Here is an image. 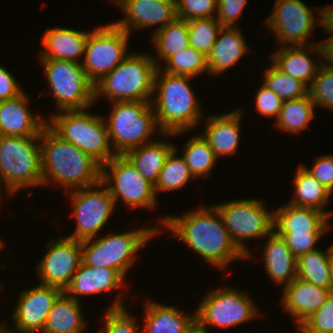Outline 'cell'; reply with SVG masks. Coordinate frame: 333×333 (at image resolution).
Returning <instances> with one entry per match:
<instances>
[{
    "label": "cell",
    "mask_w": 333,
    "mask_h": 333,
    "mask_svg": "<svg viewBox=\"0 0 333 333\" xmlns=\"http://www.w3.org/2000/svg\"><path fill=\"white\" fill-rule=\"evenodd\" d=\"M159 223L220 269L225 270L231 261L247 258L231 239L214 206H201L182 216H164L159 218Z\"/></svg>",
    "instance_id": "6da1fadb"
},
{
    "label": "cell",
    "mask_w": 333,
    "mask_h": 333,
    "mask_svg": "<svg viewBox=\"0 0 333 333\" xmlns=\"http://www.w3.org/2000/svg\"><path fill=\"white\" fill-rule=\"evenodd\" d=\"M42 186L57 182L63 190L93 186L101 181L102 166L63 140L48 125L40 133ZM67 189V190H66Z\"/></svg>",
    "instance_id": "7a4b0ae2"
},
{
    "label": "cell",
    "mask_w": 333,
    "mask_h": 333,
    "mask_svg": "<svg viewBox=\"0 0 333 333\" xmlns=\"http://www.w3.org/2000/svg\"><path fill=\"white\" fill-rule=\"evenodd\" d=\"M160 69L158 67L155 73L154 93L157 94L151 104L159 134L176 137L199 124L203 112L188 82L194 77L161 72Z\"/></svg>",
    "instance_id": "3957f363"
},
{
    "label": "cell",
    "mask_w": 333,
    "mask_h": 333,
    "mask_svg": "<svg viewBox=\"0 0 333 333\" xmlns=\"http://www.w3.org/2000/svg\"><path fill=\"white\" fill-rule=\"evenodd\" d=\"M145 53H129L123 61L95 85V99L105 96L113 102H152L157 59ZM151 100V101H150Z\"/></svg>",
    "instance_id": "277c9868"
},
{
    "label": "cell",
    "mask_w": 333,
    "mask_h": 333,
    "mask_svg": "<svg viewBox=\"0 0 333 333\" xmlns=\"http://www.w3.org/2000/svg\"><path fill=\"white\" fill-rule=\"evenodd\" d=\"M87 110H63L50 116L47 125L63 140L76 146L101 166L116 154L109 139L105 119Z\"/></svg>",
    "instance_id": "5b68a950"
},
{
    "label": "cell",
    "mask_w": 333,
    "mask_h": 333,
    "mask_svg": "<svg viewBox=\"0 0 333 333\" xmlns=\"http://www.w3.org/2000/svg\"><path fill=\"white\" fill-rule=\"evenodd\" d=\"M160 231L157 226L142 227L97 237L95 241L94 238L81 241L82 262L93 267L115 269L125 278L137 258L136 252Z\"/></svg>",
    "instance_id": "8992f818"
},
{
    "label": "cell",
    "mask_w": 333,
    "mask_h": 333,
    "mask_svg": "<svg viewBox=\"0 0 333 333\" xmlns=\"http://www.w3.org/2000/svg\"><path fill=\"white\" fill-rule=\"evenodd\" d=\"M40 137L0 136V179L12 196L42 185Z\"/></svg>",
    "instance_id": "52a82bcc"
},
{
    "label": "cell",
    "mask_w": 333,
    "mask_h": 333,
    "mask_svg": "<svg viewBox=\"0 0 333 333\" xmlns=\"http://www.w3.org/2000/svg\"><path fill=\"white\" fill-rule=\"evenodd\" d=\"M109 114L105 123L116 155L152 142L149 138L159 130L151 102H113Z\"/></svg>",
    "instance_id": "ba28073f"
},
{
    "label": "cell",
    "mask_w": 333,
    "mask_h": 333,
    "mask_svg": "<svg viewBox=\"0 0 333 333\" xmlns=\"http://www.w3.org/2000/svg\"><path fill=\"white\" fill-rule=\"evenodd\" d=\"M40 62L59 111L84 110L96 102L95 85L85 74L82 63L57 59Z\"/></svg>",
    "instance_id": "9c48e42d"
},
{
    "label": "cell",
    "mask_w": 333,
    "mask_h": 333,
    "mask_svg": "<svg viewBox=\"0 0 333 333\" xmlns=\"http://www.w3.org/2000/svg\"><path fill=\"white\" fill-rule=\"evenodd\" d=\"M254 301L245 292L235 288L211 290L199 304L195 312L196 328L209 333L207 326L219 329L246 323L258 316Z\"/></svg>",
    "instance_id": "30bf717a"
},
{
    "label": "cell",
    "mask_w": 333,
    "mask_h": 333,
    "mask_svg": "<svg viewBox=\"0 0 333 333\" xmlns=\"http://www.w3.org/2000/svg\"><path fill=\"white\" fill-rule=\"evenodd\" d=\"M214 207L231 239L247 258L251 257L252 253L243 241L268 237L274 231V211H268L260 199L228 201Z\"/></svg>",
    "instance_id": "8fae6325"
},
{
    "label": "cell",
    "mask_w": 333,
    "mask_h": 333,
    "mask_svg": "<svg viewBox=\"0 0 333 333\" xmlns=\"http://www.w3.org/2000/svg\"><path fill=\"white\" fill-rule=\"evenodd\" d=\"M129 36L115 23L97 26L88 33L82 67L94 85L114 70L128 55L126 51Z\"/></svg>",
    "instance_id": "7c38bea8"
},
{
    "label": "cell",
    "mask_w": 333,
    "mask_h": 333,
    "mask_svg": "<svg viewBox=\"0 0 333 333\" xmlns=\"http://www.w3.org/2000/svg\"><path fill=\"white\" fill-rule=\"evenodd\" d=\"M101 181L108 185L106 187L115 204L118 198L132 209H153L158 203L154 185L137 171L125 155H115L102 166Z\"/></svg>",
    "instance_id": "4fadbf2b"
},
{
    "label": "cell",
    "mask_w": 333,
    "mask_h": 333,
    "mask_svg": "<svg viewBox=\"0 0 333 333\" xmlns=\"http://www.w3.org/2000/svg\"><path fill=\"white\" fill-rule=\"evenodd\" d=\"M97 186V189H94ZM93 187V189H92ZM100 187H102L100 189ZM73 207L76 228L67 238L84 241L95 238L103 229L115 208L114 198L100 181L93 186L68 191Z\"/></svg>",
    "instance_id": "5bb4252c"
},
{
    "label": "cell",
    "mask_w": 333,
    "mask_h": 333,
    "mask_svg": "<svg viewBox=\"0 0 333 333\" xmlns=\"http://www.w3.org/2000/svg\"><path fill=\"white\" fill-rule=\"evenodd\" d=\"M275 1L273 12L265 23L273 31L272 33L277 37L281 47L316 44L307 41L309 33L316 26V17L312 12L313 10H310V7L301 0Z\"/></svg>",
    "instance_id": "9a60e30c"
},
{
    "label": "cell",
    "mask_w": 333,
    "mask_h": 333,
    "mask_svg": "<svg viewBox=\"0 0 333 333\" xmlns=\"http://www.w3.org/2000/svg\"><path fill=\"white\" fill-rule=\"evenodd\" d=\"M47 246V253L36 268L39 284L65 291L82 261L81 241L62 237L49 241Z\"/></svg>",
    "instance_id": "2e32d148"
},
{
    "label": "cell",
    "mask_w": 333,
    "mask_h": 333,
    "mask_svg": "<svg viewBox=\"0 0 333 333\" xmlns=\"http://www.w3.org/2000/svg\"><path fill=\"white\" fill-rule=\"evenodd\" d=\"M63 291L54 286L39 284L24 290L12 314L16 333L43 332L48 314Z\"/></svg>",
    "instance_id": "e0dca14e"
},
{
    "label": "cell",
    "mask_w": 333,
    "mask_h": 333,
    "mask_svg": "<svg viewBox=\"0 0 333 333\" xmlns=\"http://www.w3.org/2000/svg\"><path fill=\"white\" fill-rule=\"evenodd\" d=\"M124 11L125 18L115 24L129 35L132 29L159 25L162 29L177 18L175 0H113ZM161 24V25H160Z\"/></svg>",
    "instance_id": "ac0fdd59"
},
{
    "label": "cell",
    "mask_w": 333,
    "mask_h": 333,
    "mask_svg": "<svg viewBox=\"0 0 333 333\" xmlns=\"http://www.w3.org/2000/svg\"><path fill=\"white\" fill-rule=\"evenodd\" d=\"M27 94L0 101V136L40 137L47 125L41 115H33L28 108Z\"/></svg>",
    "instance_id": "d6986e66"
},
{
    "label": "cell",
    "mask_w": 333,
    "mask_h": 333,
    "mask_svg": "<svg viewBox=\"0 0 333 333\" xmlns=\"http://www.w3.org/2000/svg\"><path fill=\"white\" fill-rule=\"evenodd\" d=\"M311 50L318 53L319 57L322 56L321 58H324V46L321 41L320 43L306 46H282L271 55L272 58L270 59H272V64L281 72L301 80L309 87L323 63L322 60H324L318 59L320 60L318 61L319 64L314 62L309 56Z\"/></svg>",
    "instance_id": "ffe728a7"
},
{
    "label": "cell",
    "mask_w": 333,
    "mask_h": 333,
    "mask_svg": "<svg viewBox=\"0 0 333 333\" xmlns=\"http://www.w3.org/2000/svg\"><path fill=\"white\" fill-rule=\"evenodd\" d=\"M281 305L295 318L296 324L304 323L325 302L330 292L307 281L295 278L292 283L283 287Z\"/></svg>",
    "instance_id": "44dd1931"
},
{
    "label": "cell",
    "mask_w": 333,
    "mask_h": 333,
    "mask_svg": "<svg viewBox=\"0 0 333 333\" xmlns=\"http://www.w3.org/2000/svg\"><path fill=\"white\" fill-rule=\"evenodd\" d=\"M241 110L206 118L203 138L208 142L217 158L231 156L238 150L240 141Z\"/></svg>",
    "instance_id": "7402d4cb"
},
{
    "label": "cell",
    "mask_w": 333,
    "mask_h": 333,
    "mask_svg": "<svg viewBox=\"0 0 333 333\" xmlns=\"http://www.w3.org/2000/svg\"><path fill=\"white\" fill-rule=\"evenodd\" d=\"M124 277L115 269L93 267L85 265L82 261L72 277L65 293L73 299L80 301V295H93L121 287Z\"/></svg>",
    "instance_id": "603a6c76"
},
{
    "label": "cell",
    "mask_w": 333,
    "mask_h": 333,
    "mask_svg": "<svg viewBox=\"0 0 333 333\" xmlns=\"http://www.w3.org/2000/svg\"><path fill=\"white\" fill-rule=\"evenodd\" d=\"M237 26L221 27L212 51L207 56V64L210 75H219L231 66H234L247 52V46L243 34Z\"/></svg>",
    "instance_id": "cb8c5ba5"
},
{
    "label": "cell",
    "mask_w": 333,
    "mask_h": 333,
    "mask_svg": "<svg viewBox=\"0 0 333 333\" xmlns=\"http://www.w3.org/2000/svg\"><path fill=\"white\" fill-rule=\"evenodd\" d=\"M88 33L60 27L47 29L41 41L46 49H42L39 58L80 62Z\"/></svg>",
    "instance_id": "d4e9b609"
},
{
    "label": "cell",
    "mask_w": 333,
    "mask_h": 333,
    "mask_svg": "<svg viewBox=\"0 0 333 333\" xmlns=\"http://www.w3.org/2000/svg\"><path fill=\"white\" fill-rule=\"evenodd\" d=\"M145 333H191L196 328L195 313L184 314L174 306L147 300L145 304Z\"/></svg>",
    "instance_id": "484cf974"
},
{
    "label": "cell",
    "mask_w": 333,
    "mask_h": 333,
    "mask_svg": "<svg viewBox=\"0 0 333 333\" xmlns=\"http://www.w3.org/2000/svg\"><path fill=\"white\" fill-rule=\"evenodd\" d=\"M330 218L322 211L313 208L286 204L274 211V231L276 233L326 232Z\"/></svg>",
    "instance_id": "4316f807"
},
{
    "label": "cell",
    "mask_w": 333,
    "mask_h": 333,
    "mask_svg": "<svg viewBox=\"0 0 333 333\" xmlns=\"http://www.w3.org/2000/svg\"><path fill=\"white\" fill-rule=\"evenodd\" d=\"M268 237L262 251L265 271L273 282L286 287L297 278V259L275 231Z\"/></svg>",
    "instance_id": "83f0119b"
},
{
    "label": "cell",
    "mask_w": 333,
    "mask_h": 333,
    "mask_svg": "<svg viewBox=\"0 0 333 333\" xmlns=\"http://www.w3.org/2000/svg\"><path fill=\"white\" fill-rule=\"evenodd\" d=\"M81 303L64 291L55 300L42 333H84L87 322Z\"/></svg>",
    "instance_id": "f1b7e54d"
},
{
    "label": "cell",
    "mask_w": 333,
    "mask_h": 333,
    "mask_svg": "<svg viewBox=\"0 0 333 333\" xmlns=\"http://www.w3.org/2000/svg\"><path fill=\"white\" fill-rule=\"evenodd\" d=\"M175 148L166 141H153L128 150L124 155L150 183L156 184L165 160Z\"/></svg>",
    "instance_id": "f546056e"
},
{
    "label": "cell",
    "mask_w": 333,
    "mask_h": 333,
    "mask_svg": "<svg viewBox=\"0 0 333 333\" xmlns=\"http://www.w3.org/2000/svg\"><path fill=\"white\" fill-rule=\"evenodd\" d=\"M295 196L290 201V205L297 207L313 208L324 212L329 218L333 212L324 210L328 203L331 192L311 175L304 165L297 168L294 177Z\"/></svg>",
    "instance_id": "4dcf8cb0"
},
{
    "label": "cell",
    "mask_w": 333,
    "mask_h": 333,
    "mask_svg": "<svg viewBox=\"0 0 333 333\" xmlns=\"http://www.w3.org/2000/svg\"><path fill=\"white\" fill-rule=\"evenodd\" d=\"M315 107L309 94L297 99L286 100L283 102L275 126L283 132L300 133L314 119Z\"/></svg>",
    "instance_id": "1f68e13d"
},
{
    "label": "cell",
    "mask_w": 333,
    "mask_h": 333,
    "mask_svg": "<svg viewBox=\"0 0 333 333\" xmlns=\"http://www.w3.org/2000/svg\"><path fill=\"white\" fill-rule=\"evenodd\" d=\"M152 36V44L156 47L160 61L190 46L188 22L184 19L176 18Z\"/></svg>",
    "instance_id": "d6a6232c"
},
{
    "label": "cell",
    "mask_w": 333,
    "mask_h": 333,
    "mask_svg": "<svg viewBox=\"0 0 333 333\" xmlns=\"http://www.w3.org/2000/svg\"><path fill=\"white\" fill-rule=\"evenodd\" d=\"M297 278L330 290L329 248L315 249L297 258Z\"/></svg>",
    "instance_id": "836d02e7"
},
{
    "label": "cell",
    "mask_w": 333,
    "mask_h": 333,
    "mask_svg": "<svg viewBox=\"0 0 333 333\" xmlns=\"http://www.w3.org/2000/svg\"><path fill=\"white\" fill-rule=\"evenodd\" d=\"M182 151V157L195 179L207 176L208 173L212 172L211 170L217 162L215 152L203 136L198 133L197 136L190 137Z\"/></svg>",
    "instance_id": "e575fe53"
},
{
    "label": "cell",
    "mask_w": 333,
    "mask_h": 333,
    "mask_svg": "<svg viewBox=\"0 0 333 333\" xmlns=\"http://www.w3.org/2000/svg\"><path fill=\"white\" fill-rule=\"evenodd\" d=\"M176 146L167 156L164 166L159 173L158 180L154 185L155 194L159 191H172L185 186L194 179L183 157H176Z\"/></svg>",
    "instance_id": "d590c367"
},
{
    "label": "cell",
    "mask_w": 333,
    "mask_h": 333,
    "mask_svg": "<svg viewBox=\"0 0 333 333\" xmlns=\"http://www.w3.org/2000/svg\"><path fill=\"white\" fill-rule=\"evenodd\" d=\"M163 72L175 75L198 77L204 71L209 74L207 56L188 46L177 54L169 56L165 61Z\"/></svg>",
    "instance_id": "8d00e7d4"
},
{
    "label": "cell",
    "mask_w": 333,
    "mask_h": 333,
    "mask_svg": "<svg viewBox=\"0 0 333 333\" xmlns=\"http://www.w3.org/2000/svg\"><path fill=\"white\" fill-rule=\"evenodd\" d=\"M264 72L263 84L275 92L283 101L308 95V86L301 80L284 74L273 64Z\"/></svg>",
    "instance_id": "74e56055"
},
{
    "label": "cell",
    "mask_w": 333,
    "mask_h": 333,
    "mask_svg": "<svg viewBox=\"0 0 333 333\" xmlns=\"http://www.w3.org/2000/svg\"><path fill=\"white\" fill-rule=\"evenodd\" d=\"M187 22L190 46L208 56L222 26L216 17Z\"/></svg>",
    "instance_id": "f35d334b"
},
{
    "label": "cell",
    "mask_w": 333,
    "mask_h": 333,
    "mask_svg": "<svg viewBox=\"0 0 333 333\" xmlns=\"http://www.w3.org/2000/svg\"><path fill=\"white\" fill-rule=\"evenodd\" d=\"M117 296L105 312V328L97 333H139L137 322L124 306L121 297Z\"/></svg>",
    "instance_id": "ab89813d"
},
{
    "label": "cell",
    "mask_w": 333,
    "mask_h": 333,
    "mask_svg": "<svg viewBox=\"0 0 333 333\" xmlns=\"http://www.w3.org/2000/svg\"><path fill=\"white\" fill-rule=\"evenodd\" d=\"M308 94L315 106L333 110V70L326 63L319 67Z\"/></svg>",
    "instance_id": "60d3db41"
},
{
    "label": "cell",
    "mask_w": 333,
    "mask_h": 333,
    "mask_svg": "<svg viewBox=\"0 0 333 333\" xmlns=\"http://www.w3.org/2000/svg\"><path fill=\"white\" fill-rule=\"evenodd\" d=\"M177 18L184 20L208 19L216 15L218 0H175Z\"/></svg>",
    "instance_id": "b9f144b4"
},
{
    "label": "cell",
    "mask_w": 333,
    "mask_h": 333,
    "mask_svg": "<svg viewBox=\"0 0 333 333\" xmlns=\"http://www.w3.org/2000/svg\"><path fill=\"white\" fill-rule=\"evenodd\" d=\"M327 232H294L277 233L289 247L295 258L317 249L315 246L319 239Z\"/></svg>",
    "instance_id": "7bdbcfd3"
},
{
    "label": "cell",
    "mask_w": 333,
    "mask_h": 333,
    "mask_svg": "<svg viewBox=\"0 0 333 333\" xmlns=\"http://www.w3.org/2000/svg\"><path fill=\"white\" fill-rule=\"evenodd\" d=\"M311 330L320 333H333V291L326 302L304 322Z\"/></svg>",
    "instance_id": "ee69618b"
},
{
    "label": "cell",
    "mask_w": 333,
    "mask_h": 333,
    "mask_svg": "<svg viewBox=\"0 0 333 333\" xmlns=\"http://www.w3.org/2000/svg\"><path fill=\"white\" fill-rule=\"evenodd\" d=\"M256 93L254 102L259 114L261 113L263 116L267 117L274 116L277 120L284 101L264 84H262L261 88H259Z\"/></svg>",
    "instance_id": "f6af8a7d"
},
{
    "label": "cell",
    "mask_w": 333,
    "mask_h": 333,
    "mask_svg": "<svg viewBox=\"0 0 333 333\" xmlns=\"http://www.w3.org/2000/svg\"><path fill=\"white\" fill-rule=\"evenodd\" d=\"M247 0H218L216 18L222 27H232L234 20L240 17Z\"/></svg>",
    "instance_id": "bcb514c9"
},
{
    "label": "cell",
    "mask_w": 333,
    "mask_h": 333,
    "mask_svg": "<svg viewBox=\"0 0 333 333\" xmlns=\"http://www.w3.org/2000/svg\"><path fill=\"white\" fill-rule=\"evenodd\" d=\"M327 190L333 192V154L317 158L311 169L305 167Z\"/></svg>",
    "instance_id": "7dc6e473"
},
{
    "label": "cell",
    "mask_w": 333,
    "mask_h": 333,
    "mask_svg": "<svg viewBox=\"0 0 333 333\" xmlns=\"http://www.w3.org/2000/svg\"><path fill=\"white\" fill-rule=\"evenodd\" d=\"M23 93L16 78L4 67L0 66V101L13 99Z\"/></svg>",
    "instance_id": "c3c4849f"
},
{
    "label": "cell",
    "mask_w": 333,
    "mask_h": 333,
    "mask_svg": "<svg viewBox=\"0 0 333 333\" xmlns=\"http://www.w3.org/2000/svg\"><path fill=\"white\" fill-rule=\"evenodd\" d=\"M317 13L321 19L318 25L323 26V31L331 35L329 38L323 40L322 43H328L333 38V6L317 8Z\"/></svg>",
    "instance_id": "681fc988"
},
{
    "label": "cell",
    "mask_w": 333,
    "mask_h": 333,
    "mask_svg": "<svg viewBox=\"0 0 333 333\" xmlns=\"http://www.w3.org/2000/svg\"><path fill=\"white\" fill-rule=\"evenodd\" d=\"M330 291H333V244L329 247Z\"/></svg>",
    "instance_id": "f907efd6"
},
{
    "label": "cell",
    "mask_w": 333,
    "mask_h": 333,
    "mask_svg": "<svg viewBox=\"0 0 333 333\" xmlns=\"http://www.w3.org/2000/svg\"><path fill=\"white\" fill-rule=\"evenodd\" d=\"M324 63L333 70V51H324ZM327 61V62H325ZM329 63V64H327Z\"/></svg>",
    "instance_id": "816d5d0a"
},
{
    "label": "cell",
    "mask_w": 333,
    "mask_h": 333,
    "mask_svg": "<svg viewBox=\"0 0 333 333\" xmlns=\"http://www.w3.org/2000/svg\"><path fill=\"white\" fill-rule=\"evenodd\" d=\"M297 326H298L300 333H320V332L311 330L305 323L298 324Z\"/></svg>",
    "instance_id": "f5cc1de1"
},
{
    "label": "cell",
    "mask_w": 333,
    "mask_h": 333,
    "mask_svg": "<svg viewBox=\"0 0 333 333\" xmlns=\"http://www.w3.org/2000/svg\"><path fill=\"white\" fill-rule=\"evenodd\" d=\"M7 325H5L4 323L0 324V333H16L14 330L9 329L6 327Z\"/></svg>",
    "instance_id": "db71d44e"
},
{
    "label": "cell",
    "mask_w": 333,
    "mask_h": 333,
    "mask_svg": "<svg viewBox=\"0 0 333 333\" xmlns=\"http://www.w3.org/2000/svg\"><path fill=\"white\" fill-rule=\"evenodd\" d=\"M324 51H333V38L328 43H323Z\"/></svg>",
    "instance_id": "11a10c76"
},
{
    "label": "cell",
    "mask_w": 333,
    "mask_h": 333,
    "mask_svg": "<svg viewBox=\"0 0 333 333\" xmlns=\"http://www.w3.org/2000/svg\"><path fill=\"white\" fill-rule=\"evenodd\" d=\"M191 333H202L200 330H198L197 328H195Z\"/></svg>",
    "instance_id": "9f6ffc18"
},
{
    "label": "cell",
    "mask_w": 333,
    "mask_h": 333,
    "mask_svg": "<svg viewBox=\"0 0 333 333\" xmlns=\"http://www.w3.org/2000/svg\"><path fill=\"white\" fill-rule=\"evenodd\" d=\"M3 247H4V243H3V241H2V239L0 237V249L3 248Z\"/></svg>",
    "instance_id": "6f0895ef"
},
{
    "label": "cell",
    "mask_w": 333,
    "mask_h": 333,
    "mask_svg": "<svg viewBox=\"0 0 333 333\" xmlns=\"http://www.w3.org/2000/svg\"><path fill=\"white\" fill-rule=\"evenodd\" d=\"M1 183H2V181H1V179H0V193H1V191H2V190H1V185H2ZM0 198H1V197H0Z\"/></svg>",
    "instance_id": "680465c9"
}]
</instances>
